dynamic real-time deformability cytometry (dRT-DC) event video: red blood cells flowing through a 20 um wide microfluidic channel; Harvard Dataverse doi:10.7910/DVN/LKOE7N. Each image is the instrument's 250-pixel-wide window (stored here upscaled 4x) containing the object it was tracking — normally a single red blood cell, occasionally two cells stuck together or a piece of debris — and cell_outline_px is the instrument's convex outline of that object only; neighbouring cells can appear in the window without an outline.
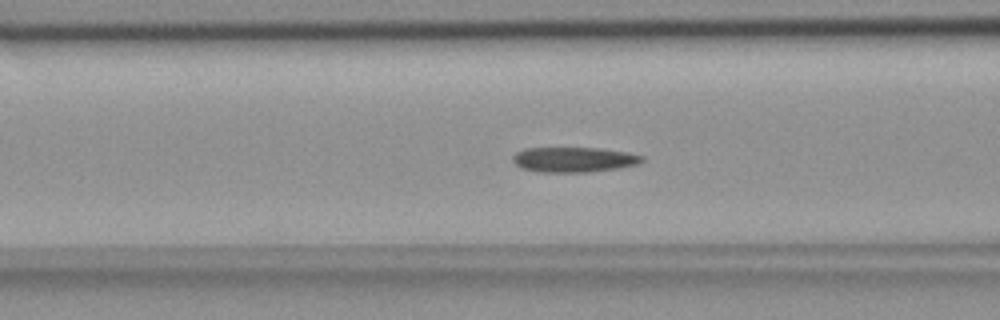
{"species": "common noctule bat (a hibernating species)", "species_latin": "Nyctalus noctula", "temperature_condition": "room temperature", "stored_images_in_passage": 55, "camera_frame_rate_fps": 3000, "um_per_image_px": 0.085, "animal": {"sex": "female", "body_mass_g": 18.4}, "frame": {"image": 1, "passage_image": 21, "time_ms": 6.667, "image_size_px": [1000, 320], "cell_outline_px": [[644, 160], [636, 164], [620, 168], [588, 172], [540, 172], [524, 168], [516, 164], [512, 160], [512, 156], [516, 152], [524, 148], [600, 148], [628, 152], [644, 156]], "centroid_in_image_um": [48.79, 13.56], "position_along_channel_um": 117.8, "area_um2": 18.9}}
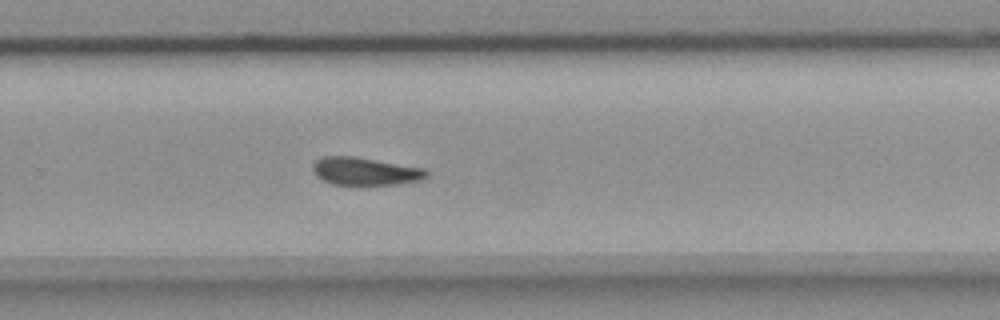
{"frame": {"image": 2, "passage_image": 36, "time_ms": 11.667, "image_size_px": [1000, 320], "cell_outline_px": [[428, 176], [424, 180], [396, 184], [364, 188], [360, 188], [332, 184], [316, 176], [312, 168], [312, 164], [316, 160], [324, 156], [356, 156], [424, 168], [428, 172]], "centroid_in_image_um": [31.05, 14.61], "position_along_channel_um": 298.8, "area_um2": 19.42}}
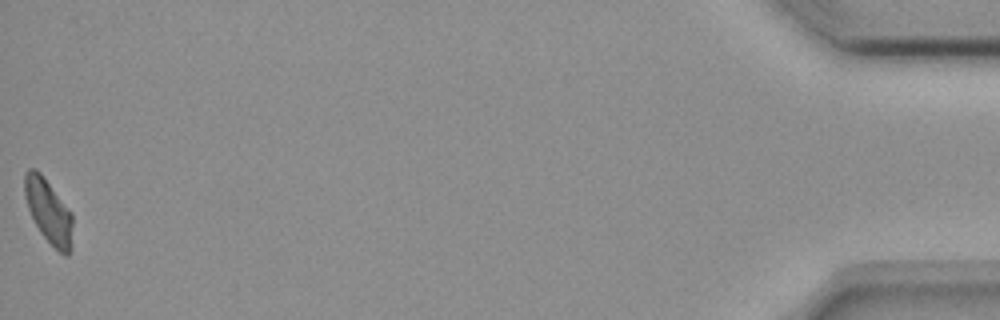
{"frame": {"image": 3, "passage_image": 55, "time_ms": 18.0, "image_size_px": [1000, 320], "cell_outline_px": [[72, 248], [68, 256], [64, 256], [40, 232], [28, 208], [24, 196], [24, 172], [28, 168], [36, 168], [40, 172], [72, 212]], "centroid_in_image_um": [4.13, 17.93], "position_along_channel_um": 431.1, "area_um2": 17.98}, "authors_computed_cell_mechanics": {"area_um2": 18.9584, "velocity_mm_per_s": 3.6337, "shape_relaxation_time_tau1_ms": 8.1698, "shape_relaxation_time_tau2_ms": null, "deformation_change_tau1": 0.1676, "deformation_change_tau2": null}}